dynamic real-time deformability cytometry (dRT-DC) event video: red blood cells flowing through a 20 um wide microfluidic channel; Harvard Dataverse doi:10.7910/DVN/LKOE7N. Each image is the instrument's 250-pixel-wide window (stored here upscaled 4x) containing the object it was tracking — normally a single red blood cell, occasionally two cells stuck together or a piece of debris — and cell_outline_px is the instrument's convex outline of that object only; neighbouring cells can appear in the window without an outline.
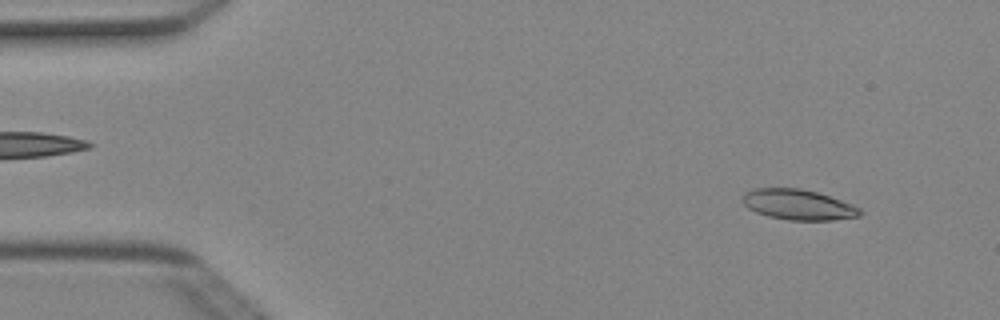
{"species": "Egyptian fruit bat (a non-hibernating species)", "species_latin": "Rousettus aegyptiacus", "temperature_condition": "cold", "stored_images_in_passage": 4, "camera_frame_rate_fps": 3000, "um_per_image_px": 0.085, "animal": {"sex": "female"}, "frame": {"image": 1, "passage_image": 1, "time_ms": 0.0, "image_size_px": [1000, 320], "cell_outline_px": [[864, 212], [860, 216], [832, 220], [788, 220], [768, 216], [756, 212], [748, 208], [740, 200], [744, 192], [756, 188], [800, 188], [816, 192], [852, 204], [860, 208]], "centroid_in_image_um": [67.83, 17.39], "position_along_channel_um": 17.2, "area_um2": 20.87}}